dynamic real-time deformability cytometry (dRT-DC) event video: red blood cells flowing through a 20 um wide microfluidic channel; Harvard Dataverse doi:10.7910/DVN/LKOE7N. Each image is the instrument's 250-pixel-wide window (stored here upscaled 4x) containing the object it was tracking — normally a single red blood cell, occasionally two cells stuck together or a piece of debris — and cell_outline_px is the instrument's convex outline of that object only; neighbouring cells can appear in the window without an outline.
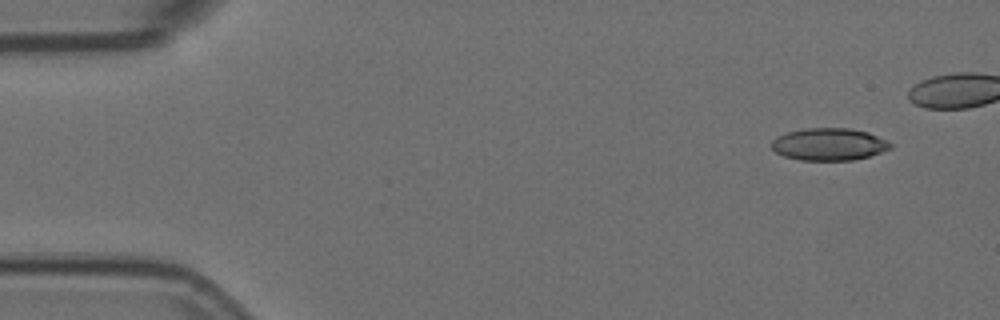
{"species": "Egyptian fruit bat (a non-hibernating species)", "species_latin": "Rousettus aegyptiacus", "temperature_condition": "room temperature", "stored_images_in_passage": 6, "camera_frame_rate_fps": 3000, "um_per_image_px": 0.085, "animal": {"sex": "female"}, "frame": {"image": 1, "passage_image": 1, "time_ms": 0.0, "image_size_px": [1000, 320], "cell_outline_px": [[892, 148], [868, 156], [852, 160], [800, 160], [784, 156], [776, 152], [772, 148], [772, 140], [776, 136], [788, 132], [808, 128], [848, 128], [868, 132], [892, 144]], "centroid_in_image_um": [70.44, 12.26], "position_along_channel_um": 14.6, "area_um2": 22.14}}